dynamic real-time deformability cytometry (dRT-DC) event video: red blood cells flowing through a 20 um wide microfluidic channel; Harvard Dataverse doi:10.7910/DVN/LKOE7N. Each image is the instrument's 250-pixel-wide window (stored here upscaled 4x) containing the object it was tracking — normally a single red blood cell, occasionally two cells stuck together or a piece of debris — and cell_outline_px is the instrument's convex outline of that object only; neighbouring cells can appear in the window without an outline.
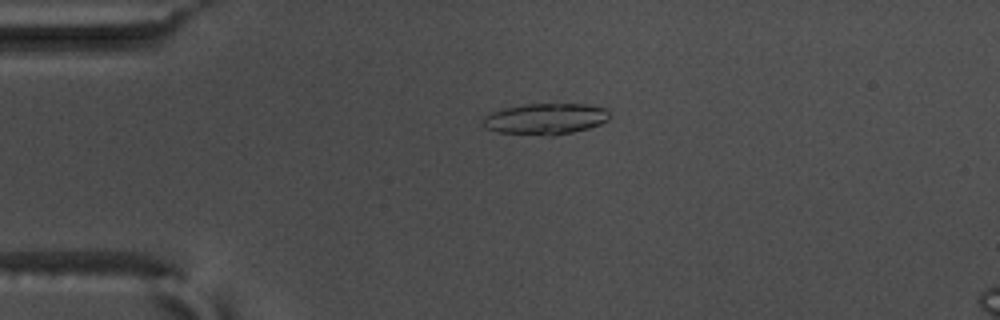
{"species": "common noctule bat (a hibernating species)", "species_latin": "Nyctalus noctula", "temperature_condition": "warm", "stored_images_in_passage": 57, "camera_frame_rate_fps": 3000, "um_per_image_px": 0.085, "animal": {"sex": "male", "body_mass_g": 17.5, "forearm_length_mm": 52.3}, "frame": {"image": 1, "passage_image": 14, "time_ms": 4.333, "image_size_px": [1000, 320], "cell_outline_px": [[608, 120], [600, 124], [588, 128], [556, 136], [552, 136], [496, 132], [484, 128], [484, 116], [488, 112], [504, 108], [524, 104], [556, 100], [588, 104], [604, 108], [608, 112]], "centroid_in_image_um": [46.36, 10.05], "position_along_channel_um": 38.6, "area_um2": 23.99}}
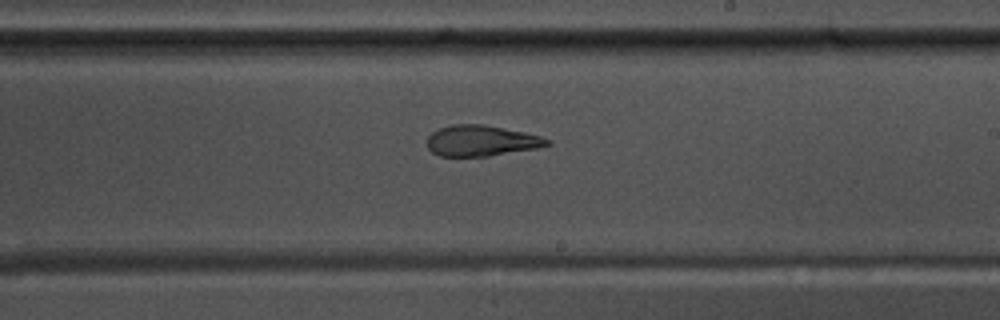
{"frame": {"image": 2, "passage_image": 34, "time_ms": 11.0, "image_size_px": [1000, 320], "cell_outline_px": [[552, 144], [536, 148], [488, 156], [440, 156], [432, 152], [428, 148], [428, 136], [432, 132], [440, 128], [452, 124], [484, 124], [540, 136], [552, 140]], "centroid_in_image_um": [40.9, 11.96], "position_along_channel_um": 248.1, "area_um2": 21.39}}
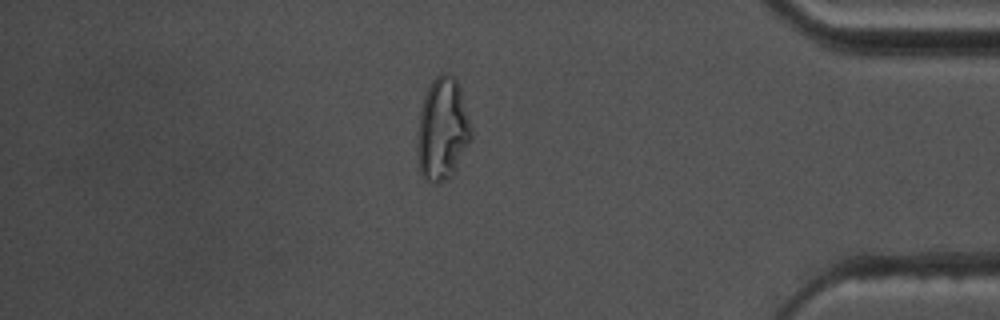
{"frame": {"image": 3, "passage_image": 49, "time_ms": 16.0, "image_size_px": [1000, 320], "cell_outline_px": [[472, 136], [452, 176], [436, 184], [424, 180], [420, 172], [416, 156], [416, 136], [420, 108], [424, 96], [432, 80], [440, 72], [448, 72], [460, 84], [472, 128]], "centroid_in_image_um": [37.58, 10.98], "position_along_channel_um": 397.6, "area_um2": 32.89}, "authors_computed_cell_mechanics": {"area_um2": 23.8714, "velocity_mm_per_s": 3.6386, "shape_relaxation_time_tau1_ms": null, "shape_relaxation_time_tau2_ms": 2.2495, "deformation_change_tau1": null, "deformation_change_tau2": 0.1091}}